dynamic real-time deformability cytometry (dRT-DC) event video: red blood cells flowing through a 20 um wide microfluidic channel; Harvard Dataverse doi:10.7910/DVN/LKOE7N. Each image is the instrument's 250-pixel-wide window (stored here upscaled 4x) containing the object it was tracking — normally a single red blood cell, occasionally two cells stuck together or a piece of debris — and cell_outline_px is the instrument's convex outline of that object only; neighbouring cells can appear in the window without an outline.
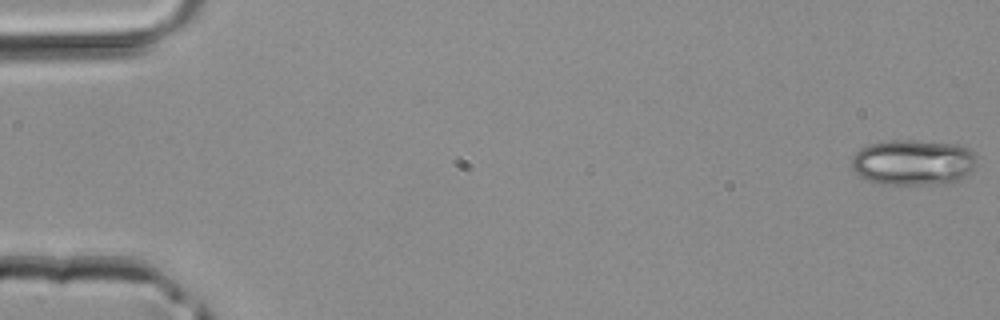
{"species": "common noctule bat (a hibernating species)", "species_latin": "Nyctalus noctula", "temperature_condition": "room temperature", "stored_images_in_passage": 3, "camera_frame_rate_fps": 3000, "um_per_image_px": 0.085, "animal": {"sex": "male", "body_mass_g": 20.4}, "frame": {"image": 1, "passage_image": 1, "time_ms": 0.0, "image_size_px": [1000, 320], "cell_outline_px": [[976, 164], [968, 176], [952, 184], [880, 184], [868, 180], [860, 176], [852, 168], [852, 156], [860, 148], [868, 144], [892, 140], [912, 140], [956, 144], [968, 148], [976, 156]], "centroid_in_image_um": [77.65, 13.81], "position_along_channel_um": 7.4, "area_um2": 33.7}}